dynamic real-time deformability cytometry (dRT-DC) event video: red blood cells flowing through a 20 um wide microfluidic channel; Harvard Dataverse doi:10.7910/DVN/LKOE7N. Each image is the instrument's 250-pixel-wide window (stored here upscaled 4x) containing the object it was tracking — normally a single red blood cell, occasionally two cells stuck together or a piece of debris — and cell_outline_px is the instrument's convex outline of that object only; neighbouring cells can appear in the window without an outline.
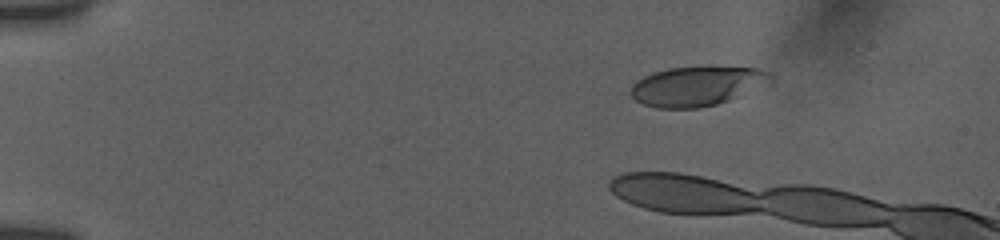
{"species": "human", "species_latin": "Homo sapiens", "temperature_condition": "room temperature", "stored_images_in_passage": 14, "camera_frame_rate_fps": 3000, "um_per_image_px": 0.085, "donor": {"sex": "female"}, "frame": {"image": 1, "passage_image": 3, "time_ms": 0.667, "image_size_px": [1000, 240], "cell_outline_px": [[776, 80], [728, 100], [716, 104], [696, 108], [656, 108], [644, 104], [636, 100], [628, 92], [632, 84], [636, 80], [652, 72], [668, 68], [756, 68], [768, 72]], "centroid_in_image_um": [59.18, 7.33], "position_along_channel_um": 25.8, "area_um2": 31.73}}